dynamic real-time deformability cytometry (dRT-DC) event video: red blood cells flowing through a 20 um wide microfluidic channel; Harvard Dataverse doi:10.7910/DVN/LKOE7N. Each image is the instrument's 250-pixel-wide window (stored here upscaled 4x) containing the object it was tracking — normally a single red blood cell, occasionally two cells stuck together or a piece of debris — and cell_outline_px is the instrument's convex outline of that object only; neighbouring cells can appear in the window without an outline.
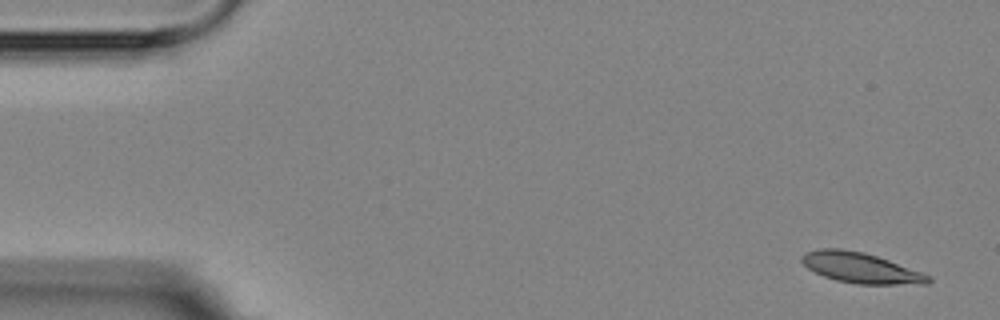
{"species": "Egyptian fruit bat (a non-hibernating species)", "species_latin": "Rousettus aegyptiacus", "temperature_condition": "room temperature", "stored_images_in_passage": 5, "camera_frame_rate_fps": 3000, "um_per_image_px": 0.085, "animal": {"sex": "female"}, "frame": {"image": 1, "passage_image": 1, "time_ms": 0.0, "image_size_px": [1000, 320], "cell_outline_px": [[932, 280], [928, 284], [856, 284], [836, 280], [824, 276], [808, 268], [800, 260], [800, 256], [808, 252], [820, 248], [840, 248], [864, 252], [888, 260], [932, 276]], "centroid_in_image_um": [73.17, 22.77], "position_along_channel_um": 11.8, "area_um2": 22.31}}
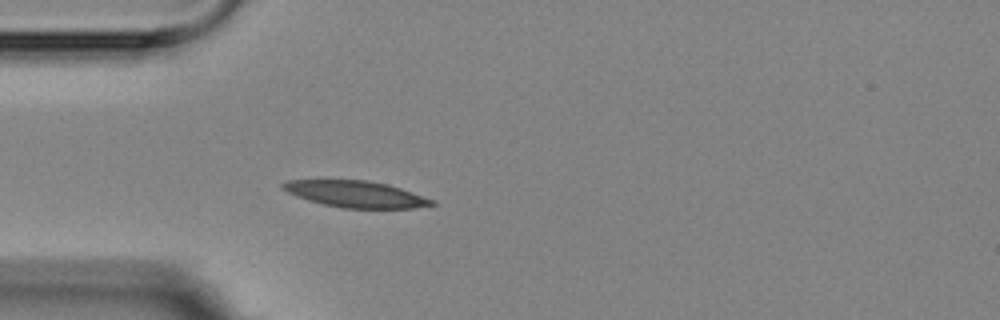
{"frame": {"image": 2, "passage_image": 5, "time_ms": 4.333, "image_size_px": [1000, 320], "cell_outline_px": [[436, 204], [412, 208], [340, 208], [308, 200], [296, 196], [280, 188], [280, 184], [288, 180], [368, 180], [388, 184], [436, 200]], "centroid_in_image_um": [30.23, 16.49], "position_along_channel_um": 54.8, "area_um2": 23.0}}